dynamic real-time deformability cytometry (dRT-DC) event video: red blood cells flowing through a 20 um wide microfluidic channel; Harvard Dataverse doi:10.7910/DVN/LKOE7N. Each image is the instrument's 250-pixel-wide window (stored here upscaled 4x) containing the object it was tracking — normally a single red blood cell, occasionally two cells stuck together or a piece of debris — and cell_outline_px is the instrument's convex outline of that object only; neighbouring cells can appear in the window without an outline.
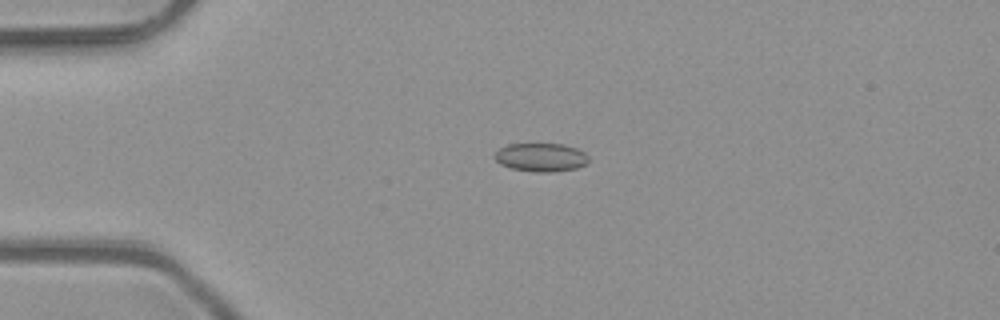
{"species": "common noctule bat (a hibernating species)", "species_latin": "Nyctalus noctula", "temperature_condition": "room temperature", "stored_images_in_passage": 39, "camera_frame_rate_fps": 3000, "um_per_image_px": 0.085, "animal": {"sex": "male", "body_mass_g": 23.1, "forearm_length_mm": 52.7}, "frame": {"image": 1, "passage_image": 1, "time_ms": 0.0, "image_size_px": [1000, 320], "cell_outline_px": [[588, 160], [584, 164], [576, 168], [552, 172], [536, 172], [512, 168], [500, 164], [492, 156], [500, 148], [508, 144], [564, 144], [576, 148], [584, 152], [588, 156]], "centroid_in_image_um": [45.96, 13.37], "position_along_channel_um": 39.0, "area_um2": 15.49}}
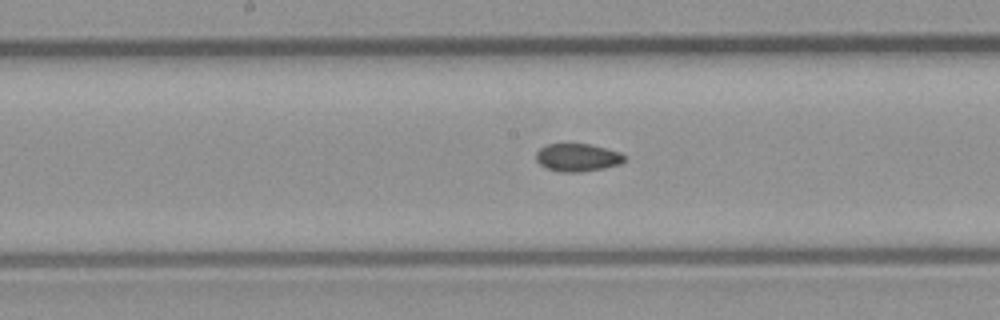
{"frame": {"image": 2, "passage_image": 15, "time_ms": 4.667, "image_size_px": [1000, 320], "cell_outline_px": [[628, 156], [620, 164], [604, 168], [580, 172], [560, 172], [548, 168], [540, 164], [536, 160], [536, 152], [540, 148], [548, 144], [592, 144], [620, 152]], "centroid_in_image_um": [49.12, 13.38], "position_along_channel_um": 199.1, "area_um2": 14.39}}
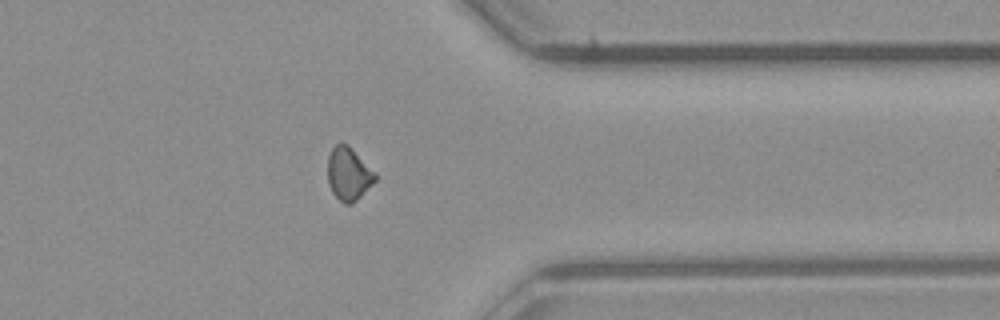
{"frame": {"image": 3, "passage_image": 29, "time_ms": 9.333, "image_size_px": [1000, 320], "cell_outline_px": [[376, 180], [352, 204], [344, 204], [332, 192], [328, 184], [328, 156], [332, 148], [336, 144], [348, 144], [376, 172]], "centroid_in_image_um": [29.63, 14.77], "position_along_channel_um": 381.8, "area_um2": 14.62}, "authors_computed_cell_mechanics": {"area_um2": 14.6234, "velocity_mm_per_s": 4.1094, "shape_relaxation_time_tau1_ms": null, "shape_relaxation_time_tau2_ms": 3.8667, "deformation_change_tau1": null, "deformation_change_tau2": 0.0829}}